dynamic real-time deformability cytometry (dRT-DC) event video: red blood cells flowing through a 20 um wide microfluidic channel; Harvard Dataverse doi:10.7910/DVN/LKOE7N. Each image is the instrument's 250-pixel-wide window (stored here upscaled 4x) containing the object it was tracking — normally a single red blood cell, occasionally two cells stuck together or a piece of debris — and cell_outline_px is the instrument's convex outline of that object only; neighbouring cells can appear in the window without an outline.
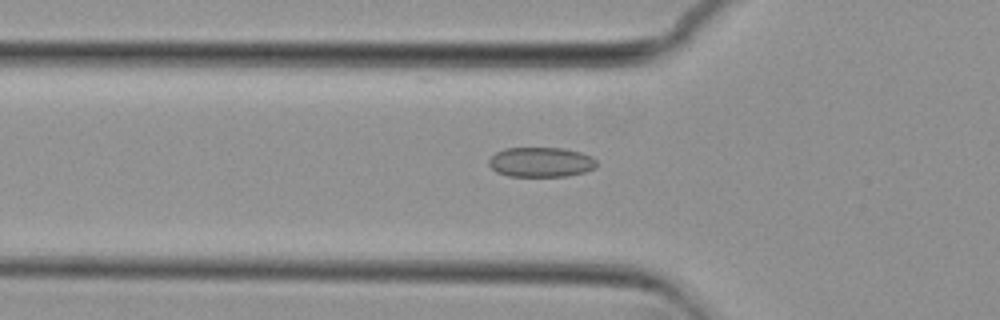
{"species": "common noctule bat (a hibernating species)", "species_latin": "Nyctalus noctula", "temperature_condition": "cold", "stored_images_in_passage": 47, "segment_of_instrument_passage": [1, 2], "camera_frame_rate_fps": 3000, "um_per_image_px": 0.085, "animal": {"sex": "female", "body_mass_g": 29.2, "forearm_length_mm": 56.3}, "frame": {"image": 1, "passage_image": 9, "time_ms": 2.667, "image_size_px": [1000, 320], "cell_outline_px": [[596, 168], [584, 172], [568, 176], [508, 176], [496, 172], [488, 164], [488, 160], [496, 152], [504, 148], [564, 148], [580, 152], [592, 156], [596, 160]], "centroid_in_image_um": [45.98, 13.78], "position_along_channel_um": 79.8, "area_um2": 18.84}}
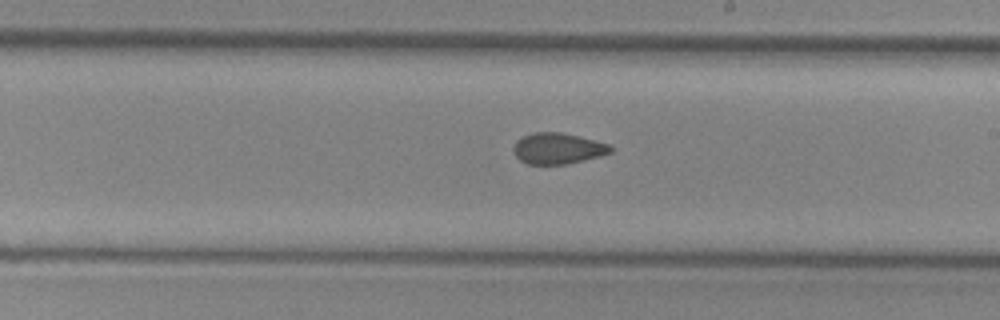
{"frame": {"image": 2, "passage_image": 22, "time_ms": 7.0, "image_size_px": [1000, 320], "cell_outline_px": [[612, 152], [600, 156], [568, 164], [528, 164], [520, 160], [516, 156], [512, 148], [516, 140], [524, 136], [536, 132], [560, 132], [612, 144]], "centroid_in_image_um": [47.43, 12.62], "position_along_channel_um": 241.6, "area_um2": 17.57}}
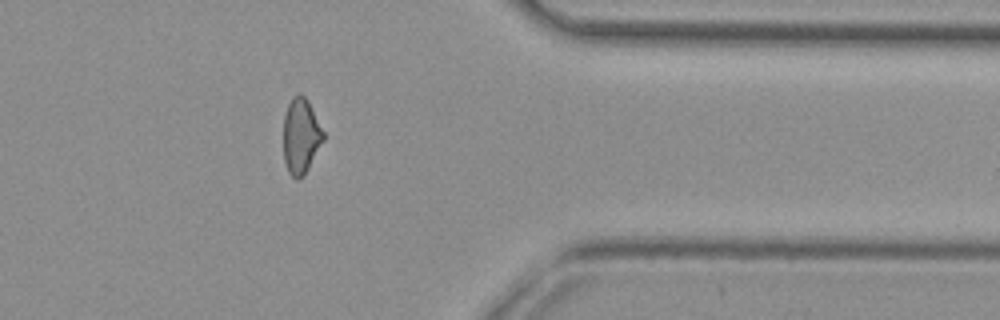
{"frame": {"image": 3, "passage_image": 35, "time_ms": 11.333, "image_size_px": [1000, 320], "cell_outline_px": [[324, 140], [304, 176], [300, 180], [296, 180], [288, 172], [284, 160], [284, 116], [288, 104], [292, 96], [300, 92], [308, 100], [324, 132]], "centroid_in_image_um": [25.58, 11.57], "position_along_channel_um": 385.8, "area_um2": 17.69}}